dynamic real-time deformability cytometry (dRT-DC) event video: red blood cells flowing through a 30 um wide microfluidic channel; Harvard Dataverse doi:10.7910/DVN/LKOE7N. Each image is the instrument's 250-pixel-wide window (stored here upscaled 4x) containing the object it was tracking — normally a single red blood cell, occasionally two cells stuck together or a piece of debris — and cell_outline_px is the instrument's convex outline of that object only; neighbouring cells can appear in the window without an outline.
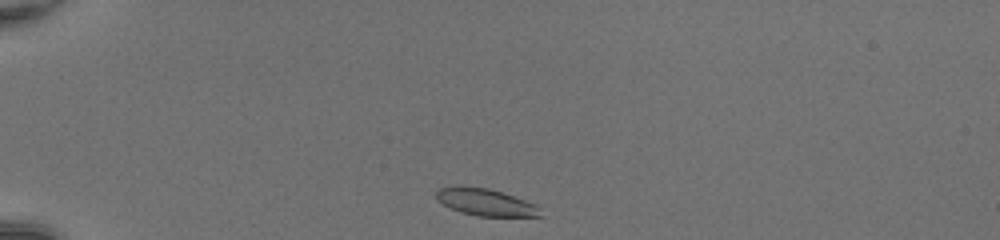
{"species": "common noctule bat (a hibernating species)", "species_latin": "Nyctalus noctula", "temperature_condition": "room temperature", "stored_images_in_passage": 37, "camera_frame_rate_fps": 3000, "um_per_image_px": 0.085, "animal": {"sex": "female", "body_mass_g": 20.0, "forearm_length_mm": 54.0}, "frame": {"image": 1, "passage_image": 1, "time_ms": 0.0, "image_size_px": [1000, 240], "cell_outline_px": [[544, 216], [476, 216], [460, 212], [436, 200], [436, 188], [456, 184], [460, 184], [488, 188], [536, 204], [540, 208]], "centroid_in_image_um": [41.21, 17.16], "position_along_channel_um": 43.8, "area_um2": 16.7}}
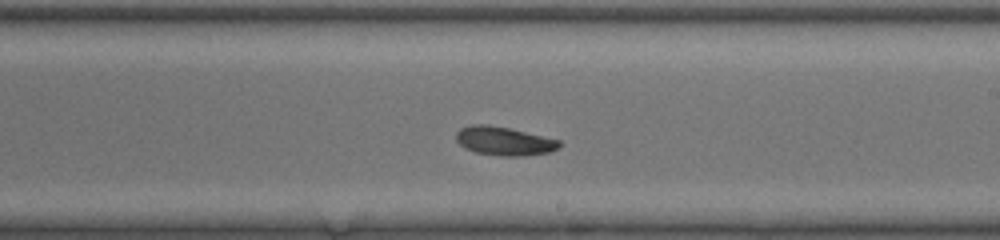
{"frame": {"image": 2, "passage_image": 19, "time_ms": 6.0, "image_size_px": [1000, 240], "cell_outline_px": [[560, 144], [556, 148], [548, 152], [524, 156], [500, 156], [476, 152], [464, 148], [456, 140], [456, 132], [460, 128], [472, 124], [488, 124], [508, 128], [544, 136], [560, 140]], "centroid_in_image_um": [42.8, 11.98], "position_along_channel_um": 246.2, "area_um2": 17.17}}
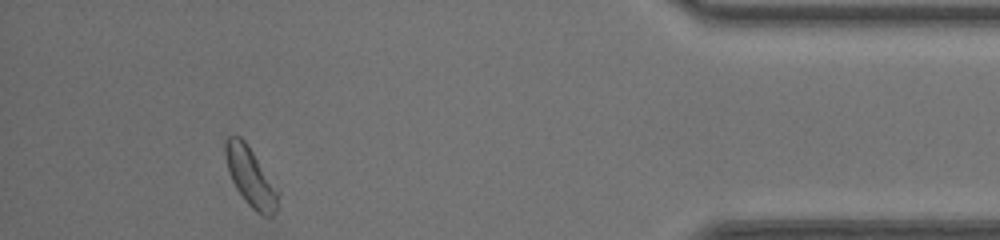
{"frame": {"image": 3, "passage_image": 34, "time_ms": 11.0, "image_size_px": [1000, 240], "cell_outline_px": [[276, 212], [272, 216], [264, 216], [256, 212], [248, 204], [236, 188], [228, 172], [224, 156], [224, 140], [228, 136], [240, 136], [248, 144], [276, 192]], "centroid_in_image_um": [21.19, 14.99], "position_along_channel_um": 414.0, "area_um2": 17.34}, "authors_computed_cell_mechanics": {"area_um2": 17.1666, "velocity_mm_per_s": 4.233, "shape_relaxation_time_tau1_ms": 2.4932, "shape_relaxation_time_tau2_ms": null, "deformation_change_tau1": 0.0979, "deformation_change_tau2": null}}